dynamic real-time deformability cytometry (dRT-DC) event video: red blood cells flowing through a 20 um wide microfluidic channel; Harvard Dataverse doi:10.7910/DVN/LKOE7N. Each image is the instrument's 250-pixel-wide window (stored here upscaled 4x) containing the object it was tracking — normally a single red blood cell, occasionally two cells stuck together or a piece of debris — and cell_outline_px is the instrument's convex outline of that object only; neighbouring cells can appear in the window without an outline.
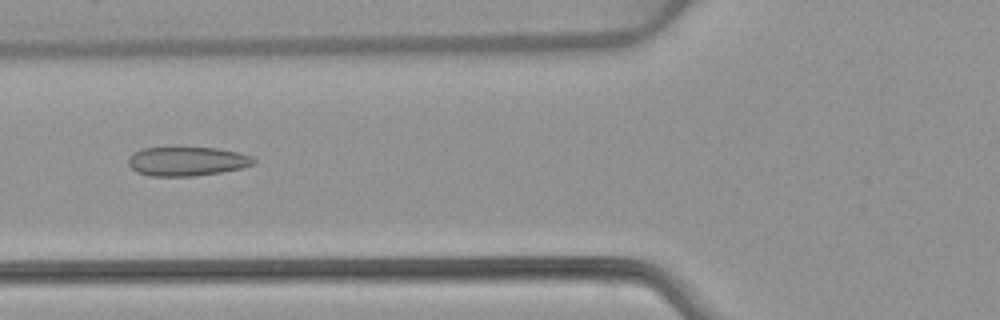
{"species": "common noctule bat (a hibernating species)", "species_latin": "Nyctalus noctula", "temperature_condition": "warm", "stored_images_in_passage": 24, "camera_frame_rate_fps": 3000, "um_per_image_px": 0.085, "animal": {"sex": "female", "body_mass_g": 22.7, "forearm_length_mm": 54.2}, "frame": {"image": 1, "passage_image": 5, "time_ms": 1.333, "image_size_px": [1000, 320], "cell_outline_px": [[256, 164], [244, 168], [196, 176], [152, 176], [136, 172], [128, 164], [128, 160], [136, 152], [144, 148], [176, 144], [216, 148], [240, 152], [252, 156], [256, 160]], "centroid_in_image_um": [15.94, 13.66], "position_along_channel_um": 109.9, "area_um2": 22.25}}
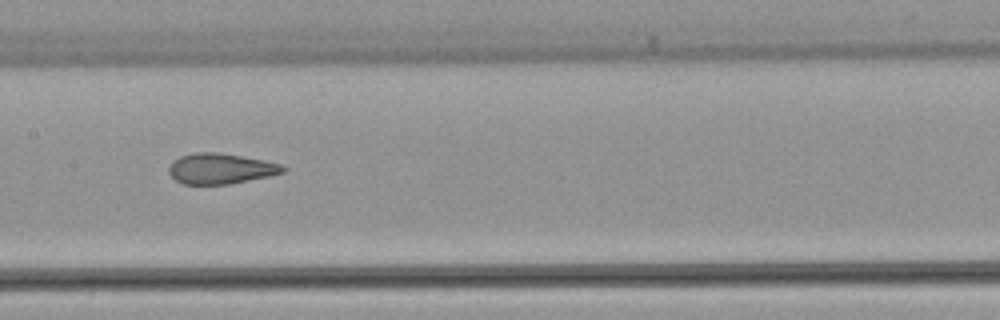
{"frame": {"image": 2, "passage_image": 11, "time_ms": 3.333, "image_size_px": [1000, 320], "cell_outline_px": [[288, 168], [284, 172], [268, 176], [228, 184], [184, 184], [176, 180], [168, 172], [168, 168], [172, 160], [180, 156], [196, 152], [216, 152], [264, 160], [280, 164]], "centroid_in_image_um": [18.73, 14.33], "position_along_channel_um": 188.7, "area_um2": 20.17}}
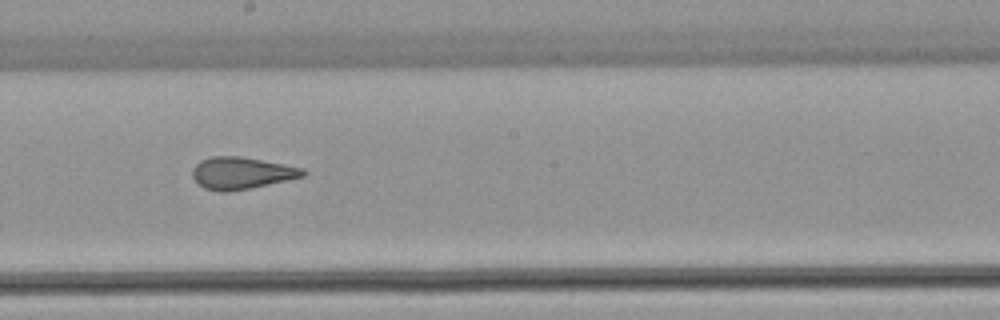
{"frame": {"image": 3, "passage_image": 14, "time_ms": 4.333, "image_size_px": [1000, 320], "cell_outline_px": [[308, 172], [304, 176], [248, 188], [228, 192], [220, 192], [204, 188], [192, 176], [192, 168], [200, 160], [212, 156], [240, 156], [284, 164], [304, 168]], "centroid_in_image_um": [20.51, 14.7], "position_along_channel_um": 227.7, "area_um2": 20.46}}